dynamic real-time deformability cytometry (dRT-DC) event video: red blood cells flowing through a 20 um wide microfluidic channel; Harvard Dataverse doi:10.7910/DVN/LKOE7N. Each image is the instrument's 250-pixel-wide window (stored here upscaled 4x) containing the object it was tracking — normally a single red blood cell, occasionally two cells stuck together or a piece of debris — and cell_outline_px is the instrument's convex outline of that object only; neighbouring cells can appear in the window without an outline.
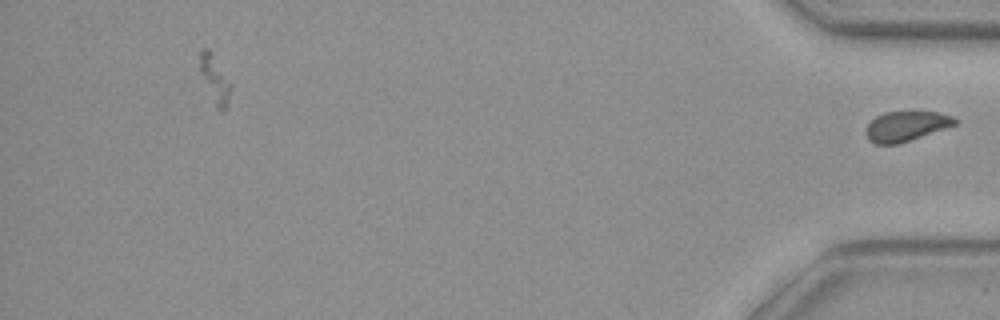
{"species": "common noctule bat (a hibernating species)", "species_latin": "Nyctalus noctula", "temperature_condition": "warm", "stored_images_in_passage": 39, "camera_frame_rate_fps": 3000, "um_per_image_px": 0.085, "animal": {"sex": "female", "body_mass_g": 29.2, "forearm_length_mm": 56.3}, "frame": {"image": 1, "passage_image": 39, "time_ms": 12.667, "image_size_px": [1000, 320], "cell_outline_px": [[960, 120], [956, 124], [896, 144], [876, 144], [868, 140], [864, 132], [868, 124], [876, 116], [884, 112], [936, 112], [952, 116]], "centroid_in_image_um": [76.98, 10.72], "position_along_channel_um": 358.2, "area_um2": 15.26}}